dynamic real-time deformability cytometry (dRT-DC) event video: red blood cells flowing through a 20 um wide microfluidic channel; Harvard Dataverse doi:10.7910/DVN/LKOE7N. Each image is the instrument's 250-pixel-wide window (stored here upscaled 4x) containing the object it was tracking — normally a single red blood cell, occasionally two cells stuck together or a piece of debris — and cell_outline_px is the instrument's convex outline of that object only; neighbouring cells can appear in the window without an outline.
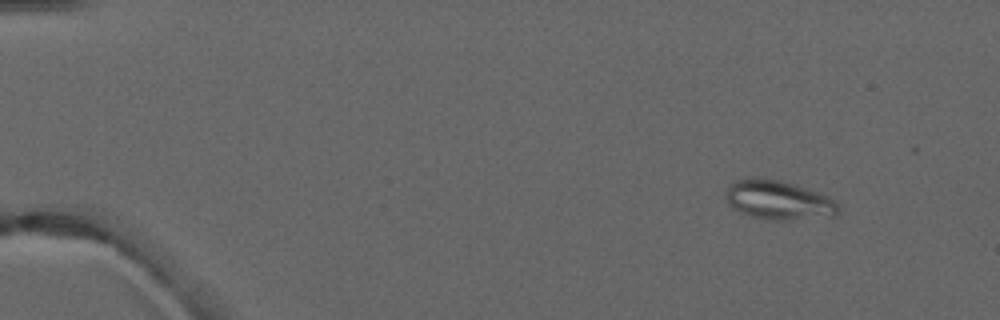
{"species": "common noctule bat (a hibernating species)", "species_latin": "Nyctalus noctula", "temperature_condition": "warm", "stored_images_in_passage": 3, "camera_frame_rate_fps": 3000, "um_per_image_px": 0.085, "animal": {"sex": "male", "forearm_length_mm": 52.5}, "frame": {"image": 1, "passage_image": 1, "time_ms": 0.0, "image_size_px": [1000, 320], "cell_outline_px": [[840, 208], [836, 216], [788, 220], [764, 220], [740, 212], [732, 208], [728, 204], [724, 196], [728, 184], [736, 180], [748, 176], [780, 180], [796, 184], [820, 192], [836, 200]], "centroid_in_image_um": [66.16, 16.99], "position_along_channel_um": 18.8, "area_um2": 26.41}}